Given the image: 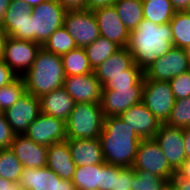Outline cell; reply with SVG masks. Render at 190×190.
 <instances>
[{
	"instance_id": "8d00e7d4",
	"label": "cell",
	"mask_w": 190,
	"mask_h": 190,
	"mask_svg": "<svg viewBox=\"0 0 190 190\" xmlns=\"http://www.w3.org/2000/svg\"><path fill=\"white\" fill-rule=\"evenodd\" d=\"M176 100L190 97V72H184L169 81Z\"/></svg>"
},
{
	"instance_id": "603a6c76",
	"label": "cell",
	"mask_w": 190,
	"mask_h": 190,
	"mask_svg": "<svg viewBox=\"0 0 190 190\" xmlns=\"http://www.w3.org/2000/svg\"><path fill=\"white\" fill-rule=\"evenodd\" d=\"M39 101L40 113L62 119L65 122L68 120L75 106L74 99L68 94L64 87L43 95L39 98Z\"/></svg>"
},
{
	"instance_id": "b9f144b4",
	"label": "cell",
	"mask_w": 190,
	"mask_h": 190,
	"mask_svg": "<svg viewBox=\"0 0 190 190\" xmlns=\"http://www.w3.org/2000/svg\"><path fill=\"white\" fill-rule=\"evenodd\" d=\"M170 190H190V180L185 179L175 173L169 183Z\"/></svg>"
},
{
	"instance_id": "2e32d148",
	"label": "cell",
	"mask_w": 190,
	"mask_h": 190,
	"mask_svg": "<svg viewBox=\"0 0 190 190\" xmlns=\"http://www.w3.org/2000/svg\"><path fill=\"white\" fill-rule=\"evenodd\" d=\"M19 182L24 190H76L72 180L61 179L50 168H23Z\"/></svg>"
},
{
	"instance_id": "7a4b0ae2",
	"label": "cell",
	"mask_w": 190,
	"mask_h": 190,
	"mask_svg": "<svg viewBox=\"0 0 190 190\" xmlns=\"http://www.w3.org/2000/svg\"><path fill=\"white\" fill-rule=\"evenodd\" d=\"M98 139L105 163L121 167L133 166L142 139L120 117H105Z\"/></svg>"
},
{
	"instance_id": "9a60e30c",
	"label": "cell",
	"mask_w": 190,
	"mask_h": 190,
	"mask_svg": "<svg viewBox=\"0 0 190 190\" xmlns=\"http://www.w3.org/2000/svg\"><path fill=\"white\" fill-rule=\"evenodd\" d=\"M94 74L103 86L118 75H144V71L133 62L127 47L119 48L106 61L94 69Z\"/></svg>"
},
{
	"instance_id": "d6a6232c",
	"label": "cell",
	"mask_w": 190,
	"mask_h": 190,
	"mask_svg": "<svg viewBox=\"0 0 190 190\" xmlns=\"http://www.w3.org/2000/svg\"><path fill=\"white\" fill-rule=\"evenodd\" d=\"M169 182L145 170H135L131 190H170Z\"/></svg>"
},
{
	"instance_id": "ee69618b",
	"label": "cell",
	"mask_w": 190,
	"mask_h": 190,
	"mask_svg": "<svg viewBox=\"0 0 190 190\" xmlns=\"http://www.w3.org/2000/svg\"><path fill=\"white\" fill-rule=\"evenodd\" d=\"M117 0H86V9L94 11L101 7L114 6Z\"/></svg>"
},
{
	"instance_id": "816d5d0a",
	"label": "cell",
	"mask_w": 190,
	"mask_h": 190,
	"mask_svg": "<svg viewBox=\"0 0 190 190\" xmlns=\"http://www.w3.org/2000/svg\"><path fill=\"white\" fill-rule=\"evenodd\" d=\"M25 2L30 8H33L35 6L40 5L42 2H45L47 0H22Z\"/></svg>"
},
{
	"instance_id": "db71d44e",
	"label": "cell",
	"mask_w": 190,
	"mask_h": 190,
	"mask_svg": "<svg viewBox=\"0 0 190 190\" xmlns=\"http://www.w3.org/2000/svg\"><path fill=\"white\" fill-rule=\"evenodd\" d=\"M185 53H186V56L188 58V62H189V65H190V46L185 48Z\"/></svg>"
},
{
	"instance_id": "c3c4849f",
	"label": "cell",
	"mask_w": 190,
	"mask_h": 190,
	"mask_svg": "<svg viewBox=\"0 0 190 190\" xmlns=\"http://www.w3.org/2000/svg\"><path fill=\"white\" fill-rule=\"evenodd\" d=\"M24 40L32 41V17H27L24 24Z\"/></svg>"
},
{
	"instance_id": "ac0fdd59",
	"label": "cell",
	"mask_w": 190,
	"mask_h": 190,
	"mask_svg": "<svg viewBox=\"0 0 190 190\" xmlns=\"http://www.w3.org/2000/svg\"><path fill=\"white\" fill-rule=\"evenodd\" d=\"M100 36L115 42L120 47H127L130 38V31L120 20L117 9L114 6L101 7L93 11Z\"/></svg>"
},
{
	"instance_id": "ffe728a7",
	"label": "cell",
	"mask_w": 190,
	"mask_h": 190,
	"mask_svg": "<svg viewBox=\"0 0 190 190\" xmlns=\"http://www.w3.org/2000/svg\"><path fill=\"white\" fill-rule=\"evenodd\" d=\"M10 149L14 152L24 168L46 167L48 147L35 143L26 135H15Z\"/></svg>"
},
{
	"instance_id": "f1b7e54d",
	"label": "cell",
	"mask_w": 190,
	"mask_h": 190,
	"mask_svg": "<svg viewBox=\"0 0 190 190\" xmlns=\"http://www.w3.org/2000/svg\"><path fill=\"white\" fill-rule=\"evenodd\" d=\"M119 48L121 47L115 42L102 36L98 37L93 43L84 47L93 70L106 61Z\"/></svg>"
},
{
	"instance_id": "44dd1931",
	"label": "cell",
	"mask_w": 190,
	"mask_h": 190,
	"mask_svg": "<svg viewBox=\"0 0 190 190\" xmlns=\"http://www.w3.org/2000/svg\"><path fill=\"white\" fill-rule=\"evenodd\" d=\"M46 166L54 171L61 179H73L76 164L71 156L67 141L48 146Z\"/></svg>"
},
{
	"instance_id": "d4e9b609",
	"label": "cell",
	"mask_w": 190,
	"mask_h": 190,
	"mask_svg": "<svg viewBox=\"0 0 190 190\" xmlns=\"http://www.w3.org/2000/svg\"><path fill=\"white\" fill-rule=\"evenodd\" d=\"M76 190H102L103 163L95 165L76 166L72 179Z\"/></svg>"
},
{
	"instance_id": "d590c367",
	"label": "cell",
	"mask_w": 190,
	"mask_h": 190,
	"mask_svg": "<svg viewBox=\"0 0 190 190\" xmlns=\"http://www.w3.org/2000/svg\"><path fill=\"white\" fill-rule=\"evenodd\" d=\"M144 75H118L103 85L102 90H115L116 88L143 86Z\"/></svg>"
},
{
	"instance_id": "ba28073f",
	"label": "cell",
	"mask_w": 190,
	"mask_h": 190,
	"mask_svg": "<svg viewBox=\"0 0 190 190\" xmlns=\"http://www.w3.org/2000/svg\"><path fill=\"white\" fill-rule=\"evenodd\" d=\"M40 47L41 45L34 41L5 36L2 60L18 77H22L33 65Z\"/></svg>"
},
{
	"instance_id": "e0dca14e",
	"label": "cell",
	"mask_w": 190,
	"mask_h": 190,
	"mask_svg": "<svg viewBox=\"0 0 190 190\" xmlns=\"http://www.w3.org/2000/svg\"><path fill=\"white\" fill-rule=\"evenodd\" d=\"M63 87L75 103L100 104L103 86L94 72L75 76H66Z\"/></svg>"
},
{
	"instance_id": "11a10c76",
	"label": "cell",
	"mask_w": 190,
	"mask_h": 190,
	"mask_svg": "<svg viewBox=\"0 0 190 190\" xmlns=\"http://www.w3.org/2000/svg\"><path fill=\"white\" fill-rule=\"evenodd\" d=\"M187 12L190 13V5H189V7H188V9H187Z\"/></svg>"
},
{
	"instance_id": "cb8c5ba5",
	"label": "cell",
	"mask_w": 190,
	"mask_h": 190,
	"mask_svg": "<svg viewBox=\"0 0 190 190\" xmlns=\"http://www.w3.org/2000/svg\"><path fill=\"white\" fill-rule=\"evenodd\" d=\"M31 8L22 0H12L0 28L5 36L24 40L25 19L31 16Z\"/></svg>"
},
{
	"instance_id": "f35d334b",
	"label": "cell",
	"mask_w": 190,
	"mask_h": 190,
	"mask_svg": "<svg viewBox=\"0 0 190 190\" xmlns=\"http://www.w3.org/2000/svg\"><path fill=\"white\" fill-rule=\"evenodd\" d=\"M121 166L103 163V186L102 190H115L116 175L122 169Z\"/></svg>"
},
{
	"instance_id": "f907efd6",
	"label": "cell",
	"mask_w": 190,
	"mask_h": 190,
	"mask_svg": "<svg viewBox=\"0 0 190 190\" xmlns=\"http://www.w3.org/2000/svg\"><path fill=\"white\" fill-rule=\"evenodd\" d=\"M12 0H0V24L3 22L4 15Z\"/></svg>"
},
{
	"instance_id": "e575fe53",
	"label": "cell",
	"mask_w": 190,
	"mask_h": 190,
	"mask_svg": "<svg viewBox=\"0 0 190 190\" xmlns=\"http://www.w3.org/2000/svg\"><path fill=\"white\" fill-rule=\"evenodd\" d=\"M165 124L177 128L190 127V97L175 100V105Z\"/></svg>"
},
{
	"instance_id": "d6986e66",
	"label": "cell",
	"mask_w": 190,
	"mask_h": 190,
	"mask_svg": "<svg viewBox=\"0 0 190 190\" xmlns=\"http://www.w3.org/2000/svg\"><path fill=\"white\" fill-rule=\"evenodd\" d=\"M141 139H153L161 123L143 102L129 107L119 116Z\"/></svg>"
},
{
	"instance_id": "30bf717a",
	"label": "cell",
	"mask_w": 190,
	"mask_h": 190,
	"mask_svg": "<svg viewBox=\"0 0 190 190\" xmlns=\"http://www.w3.org/2000/svg\"><path fill=\"white\" fill-rule=\"evenodd\" d=\"M190 65L185 50L173 48L157 59L144 71V79L170 81L172 78L189 71Z\"/></svg>"
},
{
	"instance_id": "3957f363",
	"label": "cell",
	"mask_w": 190,
	"mask_h": 190,
	"mask_svg": "<svg viewBox=\"0 0 190 190\" xmlns=\"http://www.w3.org/2000/svg\"><path fill=\"white\" fill-rule=\"evenodd\" d=\"M22 77L26 91L37 98L63 87L66 75L61 56L41 46L33 65Z\"/></svg>"
},
{
	"instance_id": "52a82bcc",
	"label": "cell",
	"mask_w": 190,
	"mask_h": 190,
	"mask_svg": "<svg viewBox=\"0 0 190 190\" xmlns=\"http://www.w3.org/2000/svg\"><path fill=\"white\" fill-rule=\"evenodd\" d=\"M132 168L148 171L166 179L169 183L176 173L169 165L167 158L154 138L140 141Z\"/></svg>"
},
{
	"instance_id": "f546056e",
	"label": "cell",
	"mask_w": 190,
	"mask_h": 190,
	"mask_svg": "<svg viewBox=\"0 0 190 190\" xmlns=\"http://www.w3.org/2000/svg\"><path fill=\"white\" fill-rule=\"evenodd\" d=\"M173 45L185 49L190 46V13L187 11L175 12L170 20Z\"/></svg>"
},
{
	"instance_id": "4dcf8cb0",
	"label": "cell",
	"mask_w": 190,
	"mask_h": 190,
	"mask_svg": "<svg viewBox=\"0 0 190 190\" xmlns=\"http://www.w3.org/2000/svg\"><path fill=\"white\" fill-rule=\"evenodd\" d=\"M47 51L54 53L56 55L62 56L68 53L72 49L77 48L75 40L69 34L67 29L62 26L56 29L49 37V39L42 46Z\"/></svg>"
},
{
	"instance_id": "7402d4cb",
	"label": "cell",
	"mask_w": 190,
	"mask_h": 190,
	"mask_svg": "<svg viewBox=\"0 0 190 190\" xmlns=\"http://www.w3.org/2000/svg\"><path fill=\"white\" fill-rule=\"evenodd\" d=\"M66 141L76 166H88L105 162L98 138L67 139Z\"/></svg>"
},
{
	"instance_id": "9c48e42d",
	"label": "cell",
	"mask_w": 190,
	"mask_h": 190,
	"mask_svg": "<svg viewBox=\"0 0 190 190\" xmlns=\"http://www.w3.org/2000/svg\"><path fill=\"white\" fill-rule=\"evenodd\" d=\"M64 27L75 40L77 47H85L100 37L95 15L87 9L68 10Z\"/></svg>"
},
{
	"instance_id": "681fc988",
	"label": "cell",
	"mask_w": 190,
	"mask_h": 190,
	"mask_svg": "<svg viewBox=\"0 0 190 190\" xmlns=\"http://www.w3.org/2000/svg\"><path fill=\"white\" fill-rule=\"evenodd\" d=\"M184 143L186 158L190 159V127L184 128Z\"/></svg>"
},
{
	"instance_id": "836d02e7",
	"label": "cell",
	"mask_w": 190,
	"mask_h": 190,
	"mask_svg": "<svg viewBox=\"0 0 190 190\" xmlns=\"http://www.w3.org/2000/svg\"><path fill=\"white\" fill-rule=\"evenodd\" d=\"M23 77H17L10 84L0 88V112H4L26 93Z\"/></svg>"
},
{
	"instance_id": "83f0119b",
	"label": "cell",
	"mask_w": 190,
	"mask_h": 190,
	"mask_svg": "<svg viewBox=\"0 0 190 190\" xmlns=\"http://www.w3.org/2000/svg\"><path fill=\"white\" fill-rule=\"evenodd\" d=\"M120 20L129 30L136 29L144 19L142 0H117L114 4Z\"/></svg>"
},
{
	"instance_id": "8fae6325",
	"label": "cell",
	"mask_w": 190,
	"mask_h": 190,
	"mask_svg": "<svg viewBox=\"0 0 190 190\" xmlns=\"http://www.w3.org/2000/svg\"><path fill=\"white\" fill-rule=\"evenodd\" d=\"M154 140L164 153L171 168L176 172L187 160L184 147V128L161 124Z\"/></svg>"
},
{
	"instance_id": "ab89813d",
	"label": "cell",
	"mask_w": 190,
	"mask_h": 190,
	"mask_svg": "<svg viewBox=\"0 0 190 190\" xmlns=\"http://www.w3.org/2000/svg\"><path fill=\"white\" fill-rule=\"evenodd\" d=\"M135 170L132 167H123L116 175L115 190H130Z\"/></svg>"
},
{
	"instance_id": "7bdbcfd3",
	"label": "cell",
	"mask_w": 190,
	"mask_h": 190,
	"mask_svg": "<svg viewBox=\"0 0 190 190\" xmlns=\"http://www.w3.org/2000/svg\"><path fill=\"white\" fill-rule=\"evenodd\" d=\"M56 1L67 11L86 9V0H56Z\"/></svg>"
},
{
	"instance_id": "f6af8a7d",
	"label": "cell",
	"mask_w": 190,
	"mask_h": 190,
	"mask_svg": "<svg viewBox=\"0 0 190 190\" xmlns=\"http://www.w3.org/2000/svg\"><path fill=\"white\" fill-rule=\"evenodd\" d=\"M0 190H24L19 181L11 182L0 176Z\"/></svg>"
},
{
	"instance_id": "4316f807",
	"label": "cell",
	"mask_w": 190,
	"mask_h": 190,
	"mask_svg": "<svg viewBox=\"0 0 190 190\" xmlns=\"http://www.w3.org/2000/svg\"><path fill=\"white\" fill-rule=\"evenodd\" d=\"M66 76L82 75L94 72L84 47H77L61 56Z\"/></svg>"
},
{
	"instance_id": "f5cc1de1",
	"label": "cell",
	"mask_w": 190,
	"mask_h": 190,
	"mask_svg": "<svg viewBox=\"0 0 190 190\" xmlns=\"http://www.w3.org/2000/svg\"><path fill=\"white\" fill-rule=\"evenodd\" d=\"M5 39V34L3 30L0 28V60L3 58V42Z\"/></svg>"
},
{
	"instance_id": "4fadbf2b",
	"label": "cell",
	"mask_w": 190,
	"mask_h": 190,
	"mask_svg": "<svg viewBox=\"0 0 190 190\" xmlns=\"http://www.w3.org/2000/svg\"><path fill=\"white\" fill-rule=\"evenodd\" d=\"M143 86L102 90L101 108L105 117H119L129 107L142 102Z\"/></svg>"
},
{
	"instance_id": "bcb514c9",
	"label": "cell",
	"mask_w": 190,
	"mask_h": 190,
	"mask_svg": "<svg viewBox=\"0 0 190 190\" xmlns=\"http://www.w3.org/2000/svg\"><path fill=\"white\" fill-rule=\"evenodd\" d=\"M170 1L176 12L187 11L190 5V0H170Z\"/></svg>"
},
{
	"instance_id": "74e56055",
	"label": "cell",
	"mask_w": 190,
	"mask_h": 190,
	"mask_svg": "<svg viewBox=\"0 0 190 190\" xmlns=\"http://www.w3.org/2000/svg\"><path fill=\"white\" fill-rule=\"evenodd\" d=\"M15 135L3 112H0V149L10 148Z\"/></svg>"
},
{
	"instance_id": "277c9868",
	"label": "cell",
	"mask_w": 190,
	"mask_h": 190,
	"mask_svg": "<svg viewBox=\"0 0 190 190\" xmlns=\"http://www.w3.org/2000/svg\"><path fill=\"white\" fill-rule=\"evenodd\" d=\"M104 118L100 104L75 103L66 121L67 139L98 138L104 127Z\"/></svg>"
},
{
	"instance_id": "8992f818",
	"label": "cell",
	"mask_w": 190,
	"mask_h": 190,
	"mask_svg": "<svg viewBox=\"0 0 190 190\" xmlns=\"http://www.w3.org/2000/svg\"><path fill=\"white\" fill-rule=\"evenodd\" d=\"M175 100L169 81L144 79L142 102L161 124L170 117Z\"/></svg>"
},
{
	"instance_id": "1f68e13d",
	"label": "cell",
	"mask_w": 190,
	"mask_h": 190,
	"mask_svg": "<svg viewBox=\"0 0 190 190\" xmlns=\"http://www.w3.org/2000/svg\"><path fill=\"white\" fill-rule=\"evenodd\" d=\"M23 165L10 149H0V176L11 182L19 181Z\"/></svg>"
},
{
	"instance_id": "5b68a950",
	"label": "cell",
	"mask_w": 190,
	"mask_h": 190,
	"mask_svg": "<svg viewBox=\"0 0 190 190\" xmlns=\"http://www.w3.org/2000/svg\"><path fill=\"white\" fill-rule=\"evenodd\" d=\"M31 11L32 41L43 46L56 29L64 26L67 10L56 0H47L31 8Z\"/></svg>"
},
{
	"instance_id": "484cf974",
	"label": "cell",
	"mask_w": 190,
	"mask_h": 190,
	"mask_svg": "<svg viewBox=\"0 0 190 190\" xmlns=\"http://www.w3.org/2000/svg\"><path fill=\"white\" fill-rule=\"evenodd\" d=\"M143 17L154 24L169 23L175 14L170 0H142Z\"/></svg>"
},
{
	"instance_id": "7c38bea8",
	"label": "cell",
	"mask_w": 190,
	"mask_h": 190,
	"mask_svg": "<svg viewBox=\"0 0 190 190\" xmlns=\"http://www.w3.org/2000/svg\"><path fill=\"white\" fill-rule=\"evenodd\" d=\"M37 144L50 146L67 140L66 122L62 119L40 113L24 133Z\"/></svg>"
},
{
	"instance_id": "5bb4252c",
	"label": "cell",
	"mask_w": 190,
	"mask_h": 190,
	"mask_svg": "<svg viewBox=\"0 0 190 190\" xmlns=\"http://www.w3.org/2000/svg\"><path fill=\"white\" fill-rule=\"evenodd\" d=\"M3 114L16 135L24 134L40 114L39 98L26 92Z\"/></svg>"
},
{
	"instance_id": "6da1fadb",
	"label": "cell",
	"mask_w": 190,
	"mask_h": 190,
	"mask_svg": "<svg viewBox=\"0 0 190 190\" xmlns=\"http://www.w3.org/2000/svg\"><path fill=\"white\" fill-rule=\"evenodd\" d=\"M170 23L157 25L143 19L136 29L130 31L128 50L133 62L145 71L157 59L173 48Z\"/></svg>"
},
{
	"instance_id": "7dc6e473",
	"label": "cell",
	"mask_w": 190,
	"mask_h": 190,
	"mask_svg": "<svg viewBox=\"0 0 190 190\" xmlns=\"http://www.w3.org/2000/svg\"><path fill=\"white\" fill-rule=\"evenodd\" d=\"M176 173L185 178L190 180V159H187L183 165L176 171Z\"/></svg>"
},
{
	"instance_id": "60d3db41",
	"label": "cell",
	"mask_w": 190,
	"mask_h": 190,
	"mask_svg": "<svg viewBox=\"0 0 190 190\" xmlns=\"http://www.w3.org/2000/svg\"><path fill=\"white\" fill-rule=\"evenodd\" d=\"M18 76L12 71V69L1 59L0 60V88L2 86L10 84Z\"/></svg>"
}]
</instances>
